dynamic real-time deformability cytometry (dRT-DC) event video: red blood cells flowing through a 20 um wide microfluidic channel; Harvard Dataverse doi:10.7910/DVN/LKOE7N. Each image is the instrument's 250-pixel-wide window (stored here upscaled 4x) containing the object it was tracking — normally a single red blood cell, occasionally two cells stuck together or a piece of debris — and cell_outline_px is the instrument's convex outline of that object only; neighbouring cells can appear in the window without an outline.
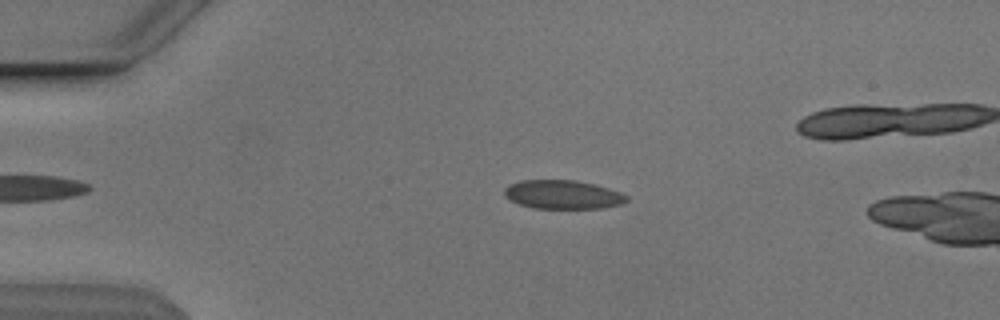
{"species": "Egyptian fruit bat (a non-hibernating species)", "species_latin": "Rousettus aegyptiacus", "temperature_condition": "cold", "stored_images_in_passage": 46, "camera_frame_rate_fps": 3000, "um_per_image_px": 0.085, "animal": {"sex": "male"}, "frame": {"image": 1, "passage_image": 11, "time_ms": 3.333, "image_size_px": [1000, 320], "cell_outline_px": [[628, 200], [620, 204], [604, 208], [532, 208], [520, 204], [504, 196], [504, 188], [508, 184], [520, 180], [576, 180], [608, 188], [620, 192], [628, 196]], "centroid_in_image_um": [47.81, 16.53], "position_along_channel_um": 37.2, "area_um2": 20.46}}
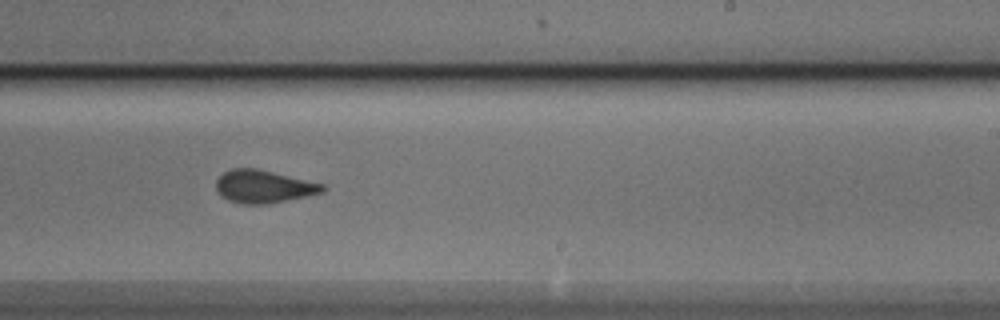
{"frame": {"image": 2, "passage_image": 32, "time_ms": 10.333, "image_size_px": [1000, 320], "cell_outline_px": [[328, 188], [324, 192], [308, 196], [268, 204], [244, 204], [228, 200], [220, 196], [216, 188], [216, 180], [224, 172], [232, 168], [256, 168], [324, 184]], "centroid_in_image_um": [22.42, 15.86], "position_along_channel_um": 266.6, "area_um2": 20.46}}
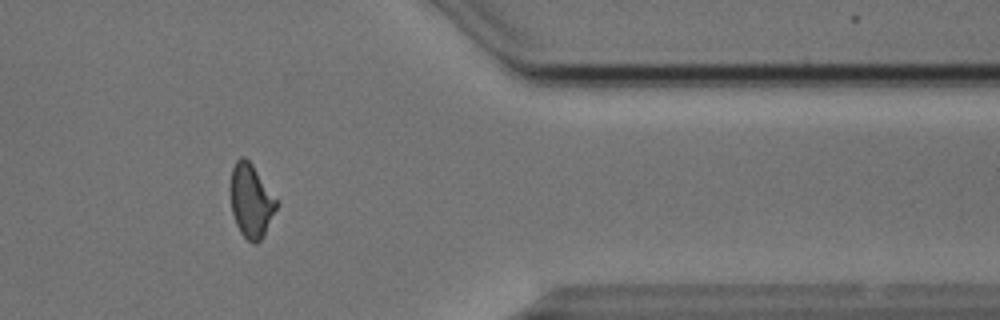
{"frame": {"image": 3, "passage_image": 43, "time_ms": 14.0, "image_size_px": [1000, 320], "cell_outline_px": [[280, 200], [264, 236], [256, 244], [252, 244], [240, 232], [236, 224], [232, 212], [232, 168], [236, 160], [240, 156], [244, 156], [252, 164]], "centroid_in_image_um": [21.39, 17.07], "position_along_channel_um": 390.0, "area_um2": 19.77}, "authors_computed_cell_mechanics": {"area_um2": 20.4901, "velocity_mm_per_s": 3.8459, "shape_relaxation_time_tau1_ms": 7.4212, "shape_relaxation_time_tau2_ms": 1.9231, "deformation_change_tau1": 0.1534, "deformation_change_tau2": 0.0535}}